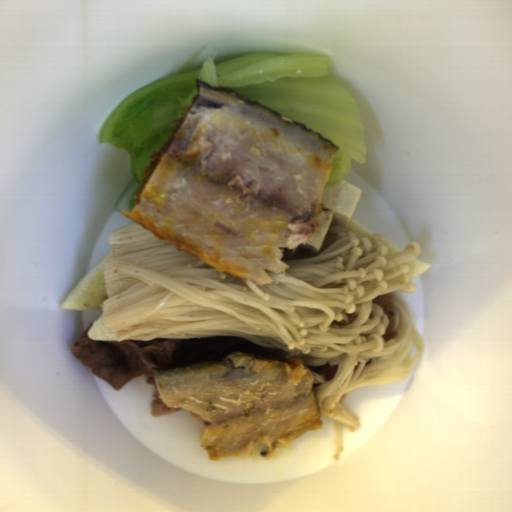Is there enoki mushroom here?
Masks as SVG:
<instances>
[{
	"label": "enoki mushroom",
	"instance_id": "cea9216a",
	"mask_svg": "<svg viewBox=\"0 0 512 512\" xmlns=\"http://www.w3.org/2000/svg\"><path fill=\"white\" fill-rule=\"evenodd\" d=\"M107 243L100 323L121 341L241 337L308 365L338 366L331 381L312 372L320 414L337 426L335 461L344 450L342 428L353 432L360 423L342 396L408 379L424 353L399 293L418 290L408 263L419 256V242L389 255L380 231L362 237L331 222L318 253L300 244L287 249V269H267V285L215 269L135 222L108 233ZM392 292L390 327L398 333L384 342L389 319L372 299Z\"/></svg>",
	"mask_w": 512,
	"mask_h": 512
}]
</instances>
